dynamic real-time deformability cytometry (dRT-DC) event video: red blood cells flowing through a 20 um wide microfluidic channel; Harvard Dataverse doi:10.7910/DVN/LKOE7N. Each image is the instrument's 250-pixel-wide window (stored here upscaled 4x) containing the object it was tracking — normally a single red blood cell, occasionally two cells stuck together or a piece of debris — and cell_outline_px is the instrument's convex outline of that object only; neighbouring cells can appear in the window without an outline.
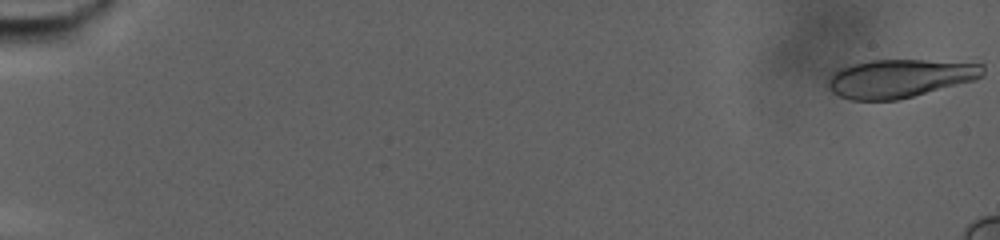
{"species": "human", "species_latin": "Homo sapiens", "temperature_condition": "warm", "stored_images_in_passage": 27, "camera_frame_rate_fps": 3000, "um_per_image_px": 0.085, "donor": {"sex": "male"}, "frame": {"image": 1, "passage_image": 1, "time_ms": 0.0, "image_size_px": [1000, 240], "cell_outline_px": [[984, 76], [976, 80], [896, 100], [852, 100], [840, 96], [832, 92], [828, 88], [828, 80], [832, 72], [848, 64], [868, 60], [924, 60], [984, 64]], "centroid_in_image_um": [76.46, 6.65], "position_along_channel_um": 8.5, "area_um2": 34.68}}
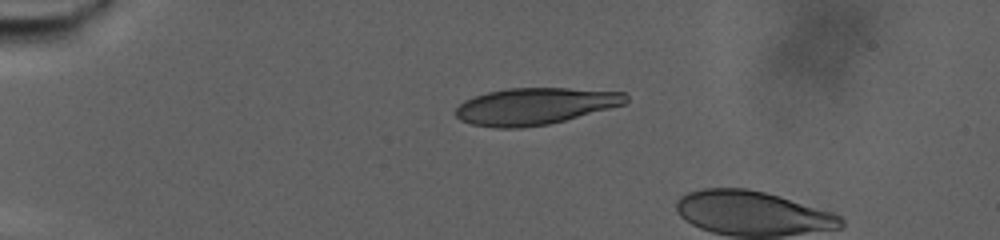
{"frame": {"image": 2, "passage_image": 21, "time_ms": 6.667, "image_size_px": [1000, 240], "cell_outline_px": [[628, 100], [624, 104], [564, 120], [548, 124], [524, 128], [496, 128], [472, 124], [460, 120], [456, 116], [456, 108], [464, 100], [488, 92], [508, 88], [568, 88], [624, 92], [628, 96]], "centroid_in_image_um": [45.45, 9.03], "position_along_channel_um": 39.5, "area_um2": 36.24}}